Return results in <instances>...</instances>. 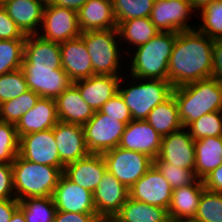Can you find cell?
<instances>
[{
    "label": "cell",
    "instance_id": "obj_31",
    "mask_svg": "<svg viewBox=\"0 0 222 222\" xmlns=\"http://www.w3.org/2000/svg\"><path fill=\"white\" fill-rule=\"evenodd\" d=\"M120 222H168V210L128 197L114 216Z\"/></svg>",
    "mask_w": 222,
    "mask_h": 222
},
{
    "label": "cell",
    "instance_id": "obj_43",
    "mask_svg": "<svg viewBox=\"0 0 222 222\" xmlns=\"http://www.w3.org/2000/svg\"><path fill=\"white\" fill-rule=\"evenodd\" d=\"M7 39H26V35L22 33L0 3V40Z\"/></svg>",
    "mask_w": 222,
    "mask_h": 222
},
{
    "label": "cell",
    "instance_id": "obj_51",
    "mask_svg": "<svg viewBox=\"0 0 222 222\" xmlns=\"http://www.w3.org/2000/svg\"><path fill=\"white\" fill-rule=\"evenodd\" d=\"M9 222H26L23 212L18 208Z\"/></svg>",
    "mask_w": 222,
    "mask_h": 222
},
{
    "label": "cell",
    "instance_id": "obj_34",
    "mask_svg": "<svg viewBox=\"0 0 222 222\" xmlns=\"http://www.w3.org/2000/svg\"><path fill=\"white\" fill-rule=\"evenodd\" d=\"M25 40H0V75L21 69Z\"/></svg>",
    "mask_w": 222,
    "mask_h": 222
},
{
    "label": "cell",
    "instance_id": "obj_41",
    "mask_svg": "<svg viewBox=\"0 0 222 222\" xmlns=\"http://www.w3.org/2000/svg\"><path fill=\"white\" fill-rule=\"evenodd\" d=\"M170 184L172 190L196 183L199 178L195 170L184 169L170 163H153Z\"/></svg>",
    "mask_w": 222,
    "mask_h": 222
},
{
    "label": "cell",
    "instance_id": "obj_6",
    "mask_svg": "<svg viewBox=\"0 0 222 222\" xmlns=\"http://www.w3.org/2000/svg\"><path fill=\"white\" fill-rule=\"evenodd\" d=\"M80 37L90 55L94 75L123 76L124 73L126 74L127 55L121 47L117 29L85 31L81 32Z\"/></svg>",
    "mask_w": 222,
    "mask_h": 222
},
{
    "label": "cell",
    "instance_id": "obj_45",
    "mask_svg": "<svg viewBox=\"0 0 222 222\" xmlns=\"http://www.w3.org/2000/svg\"><path fill=\"white\" fill-rule=\"evenodd\" d=\"M97 213H74L57 211L53 222H97Z\"/></svg>",
    "mask_w": 222,
    "mask_h": 222
},
{
    "label": "cell",
    "instance_id": "obj_4",
    "mask_svg": "<svg viewBox=\"0 0 222 222\" xmlns=\"http://www.w3.org/2000/svg\"><path fill=\"white\" fill-rule=\"evenodd\" d=\"M173 88L168 80L141 79L124 74L118 92L130 109L132 119L146 120L158 104L172 95Z\"/></svg>",
    "mask_w": 222,
    "mask_h": 222
},
{
    "label": "cell",
    "instance_id": "obj_9",
    "mask_svg": "<svg viewBox=\"0 0 222 222\" xmlns=\"http://www.w3.org/2000/svg\"><path fill=\"white\" fill-rule=\"evenodd\" d=\"M38 35L56 43H63L79 37L81 30L77 12L46 3Z\"/></svg>",
    "mask_w": 222,
    "mask_h": 222
},
{
    "label": "cell",
    "instance_id": "obj_21",
    "mask_svg": "<svg viewBox=\"0 0 222 222\" xmlns=\"http://www.w3.org/2000/svg\"><path fill=\"white\" fill-rule=\"evenodd\" d=\"M122 76L93 75L74 81L81 97L94 110L99 109L116 93Z\"/></svg>",
    "mask_w": 222,
    "mask_h": 222
},
{
    "label": "cell",
    "instance_id": "obj_28",
    "mask_svg": "<svg viewBox=\"0 0 222 222\" xmlns=\"http://www.w3.org/2000/svg\"><path fill=\"white\" fill-rule=\"evenodd\" d=\"M117 31L123 50L128 46L124 51L126 55L130 52V48L133 50L138 46L146 44L151 38L160 32L151 22L149 17L122 21L117 24ZM123 45H126L125 48Z\"/></svg>",
    "mask_w": 222,
    "mask_h": 222
},
{
    "label": "cell",
    "instance_id": "obj_39",
    "mask_svg": "<svg viewBox=\"0 0 222 222\" xmlns=\"http://www.w3.org/2000/svg\"><path fill=\"white\" fill-rule=\"evenodd\" d=\"M28 90L22 69L0 75V104L14 99Z\"/></svg>",
    "mask_w": 222,
    "mask_h": 222
},
{
    "label": "cell",
    "instance_id": "obj_3",
    "mask_svg": "<svg viewBox=\"0 0 222 222\" xmlns=\"http://www.w3.org/2000/svg\"><path fill=\"white\" fill-rule=\"evenodd\" d=\"M172 94L183 127L207 113L222 111V85L213 77L174 87Z\"/></svg>",
    "mask_w": 222,
    "mask_h": 222
},
{
    "label": "cell",
    "instance_id": "obj_24",
    "mask_svg": "<svg viewBox=\"0 0 222 222\" xmlns=\"http://www.w3.org/2000/svg\"><path fill=\"white\" fill-rule=\"evenodd\" d=\"M22 66H48L63 69L60 43L46 40L38 34L27 35Z\"/></svg>",
    "mask_w": 222,
    "mask_h": 222
},
{
    "label": "cell",
    "instance_id": "obj_32",
    "mask_svg": "<svg viewBox=\"0 0 222 222\" xmlns=\"http://www.w3.org/2000/svg\"><path fill=\"white\" fill-rule=\"evenodd\" d=\"M26 222H53L57 208L53 197H28L19 201Z\"/></svg>",
    "mask_w": 222,
    "mask_h": 222
},
{
    "label": "cell",
    "instance_id": "obj_50",
    "mask_svg": "<svg viewBox=\"0 0 222 222\" xmlns=\"http://www.w3.org/2000/svg\"><path fill=\"white\" fill-rule=\"evenodd\" d=\"M214 1H217V0H189L195 14H196V10L199 13V11L201 12L208 4H211Z\"/></svg>",
    "mask_w": 222,
    "mask_h": 222
},
{
    "label": "cell",
    "instance_id": "obj_30",
    "mask_svg": "<svg viewBox=\"0 0 222 222\" xmlns=\"http://www.w3.org/2000/svg\"><path fill=\"white\" fill-rule=\"evenodd\" d=\"M146 121L161 137L182 128L183 125L174 95L172 94L167 100L158 104L149 113Z\"/></svg>",
    "mask_w": 222,
    "mask_h": 222
},
{
    "label": "cell",
    "instance_id": "obj_44",
    "mask_svg": "<svg viewBox=\"0 0 222 222\" xmlns=\"http://www.w3.org/2000/svg\"><path fill=\"white\" fill-rule=\"evenodd\" d=\"M11 163H0V200L15 199Z\"/></svg>",
    "mask_w": 222,
    "mask_h": 222
},
{
    "label": "cell",
    "instance_id": "obj_1",
    "mask_svg": "<svg viewBox=\"0 0 222 222\" xmlns=\"http://www.w3.org/2000/svg\"><path fill=\"white\" fill-rule=\"evenodd\" d=\"M213 43L196 28L177 33L167 73L173 87L212 78Z\"/></svg>",
    "mask_w": 222,
    "mask_h": 222
},
{
    "label": "cell",
    "instance_id": "obj_53",
    "mask_svg": "<svg viewBox=\"0 0 222 222\" xmlns=\"http://www.w3.org/2000/svg\"><path fill=\"white\" fill-rule=\"evenodd\" d=\"M100 220L102 222H120L118 219H116L115 217H103L100 218Z\"/></svg>",
    "mask_w": 222,
    "mask_h": 222
},
{
    "label": "cell",
    "instance_id": "obj_49",
    "mask_svg": "<svg viewBox=\"0 0 222 222\" xmlns=\"http://www.w3.org/2000/svg\"><path fill=\"white\" fill-rule=\"evenodd\" d=\"M87 0H47L46 3L60 7L69 8L78 12Z\"/></svg>",
    "mask_w": 222,
    "mask_h": 222
},
{
    "label": "cell",
    "instance_id": "obj_46",
    "mask_svg": "<svg viewBox=\"0 0 222 222\" xmlns=\"http://www.w3.org/2000/svg\"><path fill=\"white\" fill-rule=\"evenodd\" d=\"M212 77L222 85V38L214 39Z\"/></svg>",
    "mask_w": 222,
    "mask_h": 222
},
{
    "label": "cell",
    "instance_id": "obj_10",
    "mask_svg": "<svg viewBox=\"0 0 222 222\" xmlns=\"http://www.w3.org/2000/svg\"><path fill=\"white\" fill-rule=\"evenodd\" d=\"M193 13L189 0H155L149 18L160 32L178 33L196 28L189 22Z\"/></svg>",
    "mask_w": 222,
    "mask_h": 222
},
{
    "label": "cell",
    "instance_id": "obj_42",
    "mask_svg": "<svg viewBox=\"0 0 222 222\" xmlns=\"http://www.w3.org/2000/svg\"><path fill=\"white\" fill-rule=\"evenodd\" d=\"M100 113L106 114L109 117L118 118V120L124 122L126 125L132 121V114L130 109L125 104L120 93H116L110 98L100 109Z\"/></svg>",
    "mask_w": 222,
    "mask_h": 222
},
{
    "label": "cell",
    "instance_id": "obj_12",
    "mask_svg": "<svg viewBox=\"0 0 222 222\" xmlns=\"http://www.w3.org/2000/svg\"><path fill=\"white\" fill-rule=\"evenodd\" d=\"M153 163H170L184 169L195 170V140L187 127L162 137L160 153Z\"/></svg>",
    "mask_w": 222,
    "mask_h": 222
},
{
    "label": "cell",
    "instance_id": "obj_47",
    "mask_svg": "<svg viewBox=\"0 0 222 222\" xmlns=\"http://www.w3.org/2000/svg\"><path fill=\"white\" fill-rule=\"evenodd\" d=\"M206 190L222 193V164L202 179Z\"/></svg>",
    "mask_w": 222,
    "mask_h": 222
},
{
    "label": "cell",
    "instance_id": "obj_26",
    "mask_svg": "<svg viewBox=\"0 0 222 222\" xmlns=\"http://www.w3.org/2000/svg\"><path fill=\"white\" fill-rule=\"evenodd\" d=\"M77 14L81 32L117 29L111 0H87Z\"/></svg>",
    "mask_w": 222,
    "mask_h": 222
},
{
    "label": "cell",
    "instance_id": "obj_36",
    "mask_svg": "<svg viewBox=\"0 0 222 222\" xmlns=\"http://www.w3.org/2000/svg\"><path fill=\"white\" fill-rule=\"evenodd\" d=\"M116 24L129 19L150 17L155 0H111Z\"/></svg>",
    "mask_w": 222,
    "mask_h": 222
},
{
    "label": "cell",
    "instance_id": "obj_29",
    "mask_svg": "<svg viewBox=\"0 0 222 222\" xmlns=\"http://www.w3.org/2000/svg\"><path fill=\"white\" fill-rule=\"evenodd\" d=\"M222 164V136L195 140V173L205 178Z\"/></svg>",
    "mask_w": 222,
    "mask_h": 222
},
{
    "label": "cell",
    "instance_id": "obj_27",
    "mask_svg": "<svg viewBox=\"0 0 222 222\" xmlns=\"http://www.w3.org/2000/svg\"><path fill=\"white\" fill-rule=\"evenodd\" d=\"M205 190L203 181L172 190L168 215L171 218H195L199 200Z\"/></svg>",
    "mask_w": 222,
    "mask_h": 222
},
{
    "label": "cell",
    "instance_id": "obj_18",
    "mask_svg": "<svg viewBox=\"0 0 222 222\" xmlns=\"http://www.w3.org/2000/svg\"><path fill=\"white\" fill-rule=\"evenodd\" d=\"M60 160L64 166L87 156L90 152L85 143L82 125L59 121L53 128Z\"/></svg>",
    "mask_w": 222,
    "mask_h": 222
},
{
    "label": "cell",
    "instance_id": "obj_19",
    "mask_svg": "<svg viewBox=\"0 0 222 222\" xmlns=\"http://www.w3.org/2000/svg\"><path fill=\"white\" fill-rule=\"evenodd\" d=\"M107 170L102 154L89 153L64 167L63 174L73 183L94 193Z\"/></svg>",
    "mask_w": 222,
    "mask_h": 222
},
{
    "label": "cell",
    "instance_id": "obj_15",
    "mask_svg": "<svg viewBox=\"0 0 222 222\" xmlns=\"http://www.w3.org/2000/svg\"><path fill=\"white\" fill-rule=\"evenodd\" d=\"M162 137L146 120H132L124 129L119 147L144 153L156 159L161 150Z\"/></svg>",
    "mask_w": 222,
    "mask_h": 222
},
{
    "label": "cell",
    "instance_id": "obj_16",
    "mask_svg": "<svg viewBox=\"0 0 222 222\" xmlns=\"http://www.w3.org/2000/svg\"><path fill=\"white\" fill-rule=\"evenodd\" d=\"M52 197L57 211L97 213L93 192L73 183L64 174L60 177Z\"/></svg>",
    "mask_w": 222,
    "mask_h": 222
},
{
    "label": "cell",
    "instance_id": "obj_37",
    "mask_svg": "<svg viewBox=\"0 0 222 222\" xmlns=\"http://www.w3.org/2000/svg\"><path fill=\"white\" fill-rule=\"evenodd\" d=\"M187 128L194 140L220 137L222 136V111L207 113L192 122Z\"/></svg>",
    "mask_w": 222,
    "mask_h": 222
},
{
    "label": "cell",
    "instance_id": "obj_35",
    "mask_svg": "<svg viewBox=\"0 0 222 222\" xmlns=\"http://www.w3.org/2000/svg\"><path fill=\"white\" fill-rule=\"evenodd\" d=\"M198 15L200 24L195 23L199 32L213 40L222 38V0L208 4Z\"/></svg>",
    "mask_w": 222,
    "mask_h": 222
},
{
    "label": "cell",
    "instance_id": "obj_5",
    "mask_svg": "<svg viewBox=\"0 0 222 222\" xmlns=\"http://www.w3.org/2000/svg\"><path fill=\"white\" fill-rule=\"evenodd\" d=\"M12 164L13 186L18 201L28 197H52L63 171L17 155Z\"/></svg>",
    "mask_w": 222,
    "mask_h": 222
},
{
    "label": "cell",
    "instance_id": "obj_40",
    "mask_svg": "<svg viewBox=\"0 0 222 222\" xmlns=\"http://www.w3.org/2000/svg\"><path fill=\"white\" fill-rule=\"evenodd\" d=\"M19 153V137L14 124L0 120V163H12Z\"/></svg>",
    "mask_w": 222,
    "mask_h": 222
},
{
    "label": "cell",
    "instance_id": "obj_20",
    "mask_svg": "<svg viewBox=\"0 0 222 222\" xmlns=\"http://www.w3.org/2000/svg\"><path fill=\"white\" fill-rule=\"evenodd\" d=\"M60 51L62 68L73 82L94 75L90 55L80 36L60 43Z\"/></svg>",
    "mask_w": 222,
    "mask_h": 222
},
{
    "label": "cell",
    "instance_id": "obj_2",
    "mask_svg": "<svg viewBox=\"0 0 222 222\" xmlns=\"http://www.w3.org/2000/svg\"><path fill=\"white\" fill-rule=\"evenodd\" d=\"M176 37L175 32H159L146 44L130 50L126 58L129 62L126 74L141 79L167 80L168 63Z\"/></svg>",
    "mask_w": 222,
    "mask_h": 222
},
{
    "label": "cell",
    "instance_id": "obj_17",
    "mask_svg": "<svg viewBox=\"0 0 222 222\" xmlns=\"http://www.w3.org/2000/svg\"><path fill=\"white\" fill-rule=\"evenodd\" d=\"M93 196L97 216L114 217L129 197V190L106 170Z\"/></svg>",
    "mask_w": 222,
    "mask_h": 222
},
{
    "label": "cell",
    "instance_id": "obj_52",
    "mask_svg": "<svg viewBox=\"0 0 222 222\" xmlns=\"http://www.w3.org/2000/svg\"><path fill=\"white\" fill-rule=\"evenodd\" d=\"M168 222H201L196 218H171L169 217Z\"/></svg>",
    "mask_w": 222,
    "mask_h": 222
},
{
    "label": "cell",
    "instance_id": "obj_13",
    "mask_svg": "<svg viewBox=\"0 0 222 222\" xmlns=\"http://www.w3.org/2000/svg\"><path fill=\"white\" fill-rule=\"evenodd\" d=\"M29 90L42 98L56 99L73 81L63 69L48 66L21 67Z\"/></svg>",
    "mask_w": 222,
    "mask_h": 222
},
{
    "label": "cell",
    "instance_id": "obj_23",
    "mask_svg": "<svg viewBox=\"0 0 222 222\" xmlns=\"http://www.w3.org/2000/svg\"><path fill=\"white\" fill-rule=\"evenodd\" d=\"M59 122L55 99L40 97L15 125L18 137L54 128Z\"/></svg>",
    "mask_w": 222,
    "mask_h": 222
},
{
    "label": "cell",
    "instance_id": "obj_38",
    "mask_svg": "<svg viewBox=\"0 0 222 222\" xmlns=\"http://www.w3.org/2000/svg\"><path fill=\"white\" fill-rule=\"evenodd\" d=\"M195 218L201 222H222V193L205 189Z\"/></svg>",
    "mask_w": 222,
    "mask_h": 222
},
{
    "label": "cell",
    "instance_id": "obj_8",
    "mask_svg": "<svg viewBox=\"0 0 222 222\" xmlns=\"http://www.w3.org/2000/svg\"><path fill=\"white\" fill-rule=\"evenodd\" d=\"M126 124L118 118L95 111L94 116L83 125L85 143L90 153L103 154L116 148Z\"/></svg>",
    "mask_w": 222,
    "mask_h": 222
},
{
    "label": "cell",
    "instance_id": "obj_11",
    "mask_svg": "<svg viewBox=\"0 0 222 222\" xmlns=\"http://www.w3.org/2000/svg\"><path fill=\"white\" fill-rule=\"evenodd\" d=\"M18 155L34 163L58 167L62 171L65 167L60 160L53 128L21 136Z\"/></svg>",
    "mask_w": 222,
    "mask_h": 222
},
{
    "label": "cell",
    "instance_id": "obj_14",
    "mask_svg": "<svg viewBox=\"0 0 222 222\" xmlns=\"http://www.w3.org/2000/svg\"><path fill=\"white\" fill-rule=\"evenodd\" d=\"M171 196L170 184L154 165L129 189L132 199L167 210Z\"/></svg>",
    "mask_w": 222,
    "mask_h": 222
},
{
    "label": "cell",
    "instance_id": "obj_48",
    "mask_svg": "<svg viewBox=\"0 0 222 222\" xmlns=\"http://www.w3.org/2000/svg\"><path fill=\"white\" fill-rule=\"evenodd\" d=\"M18 208L19 201L16 198L0 200V222H9Z\"/></svg>",
    "mask_w": 222,
    "mask_h": 222
},
{
    "label": "cell",
    "instance_id": "obj_33",
    "mask_svg": "<svg viewBox=\"0 0 222 222\" xmlns=\"http://www.w3.org/2000/svg\"><path fill=\"white\" fill-rule=\"evenodd\" d=\"M40 96L28 90L22 95L0 104V120L16 125L23 114L33 108Z\"/></svg>",
    "mask_w": 222,
    "mask_h": 222
},
{
    "label": "cell",
    "instance_id": "obj_25",
    "mask_svg": "<svg viewBox=\"0 0 222 222\" xmlns=\"http://www.w3.org/2000/svg\"><path fill=\"white\" fill-rule=\"evenodd\" d=\"M58 119L61 122L84 125L95 111L81 97L78 88L72 83L56 99Z\"/></svg>",
    "mask_w": 222,
    "mask_h": 222
},
{
    "label": "cell",
    "instance_id": "obj_22",
    "mask_svg": "<svg viewBox=\"0 0 222 222\" xmlns=\"http://www.w3.org/2000/svg\"><path fill=\"white\" fill-rule=\"evenodd\" d=\"M1 4L24 35L38 34L45 0H5Z\"/></svg>",
    "mask_w": 222,
    "mask_h": 222
},
{
    "label": "cell",
    "instance_id": "obj_7",
    "mask_svg": "<svg viewBox=\"0 0 222 222\" xmlns=\"http://www.w3.org/2000/svg\"><path fill=\"white\" fill-rule=\"evenodd\" d=\"M107 170L114 175L128 190L153 165L148 155L117 146L104 152Z\"/></svg>",
    "mask_w": 222,
    "mask_h": 222
}]
</instances>
